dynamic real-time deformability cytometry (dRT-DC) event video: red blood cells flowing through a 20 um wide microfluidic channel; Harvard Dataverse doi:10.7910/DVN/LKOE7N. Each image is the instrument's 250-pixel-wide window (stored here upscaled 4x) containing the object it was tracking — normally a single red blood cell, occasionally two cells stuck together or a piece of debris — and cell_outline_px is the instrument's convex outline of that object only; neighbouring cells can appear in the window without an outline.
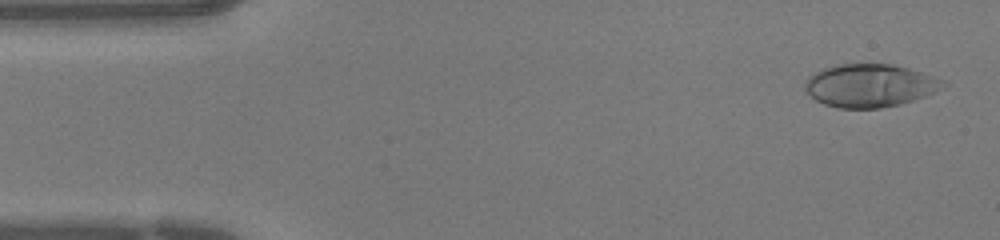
{"species": "human", "species_latin": "Homo sapiens", "temperature_condition": "warm", "stored_images_in_passage": 43, "camera_frame_rate_fps": 3000, "um_per_image_px": 0.085, "donor": {"sex": "female"}, "frame": {"image": 1, "passage_image": 2, "time_ms": 0.333, "image_size_px": [1000, 240], "cell_outline_px": [[948, 84], [944, 88], [924, 96], [900, 104], [880, 108], [836, 108], [824, 104], [816, 100], [804, 88], [804, 84], [808, 76], [812, 72], [836, 64], [892, 64], [908, 68], [944, 80]], "centroid_in_image_um": [73.92, 7.26], "position_along_channel_um": 11.1, "area_um2": 34.62}}
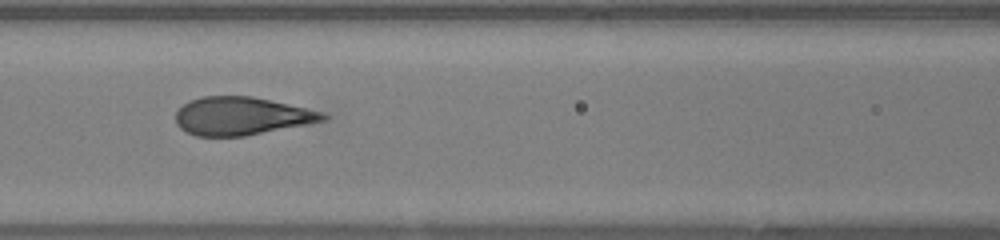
{"frame": {"image": 2, "passage_image": 18, "time_ms": 5.667, "image_size_px": [1000, 240], "cell_outline_px": [[328, 120], [244, 136], [196, 136], [180, 128], [176, 124], [176, 112], [184, 104], [200, 96], [252, 96], [324, 112], [328, 116]], "centroid_in_image_um": [20.53, 9.86], "position_along_channel_um": 146.1, "area_um2": 32.48}}
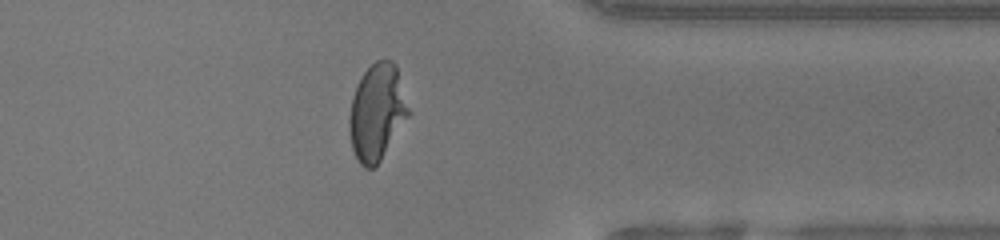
{"frame": {"image": 3, "passage_image": 34, "time_ms": 11.0, "image_size_px": [1000, 240], "cell_outline_px": [[412, 112], [380, 160], [372, 168], [364, 168], [356, 160], [352, 148], [348, 124], [348, 120], [352, 96], [360, 76], [376, 60], [392, 60], [396, 64]], "centroid_in_image_um": [32.05, 9.52], "position_along_channel_um": 379.3, "area_um2": 33.64}}